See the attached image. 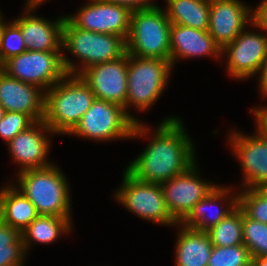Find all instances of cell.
Instances as JSON below:
<instances>
[{"instance_id": "cell-5", "label": "cell", "mask_w": 267, "mask_h": 266, "mask_svg": "<svg viewBox=\"0 0 267 266\" xmlns=\"http://www.w3.org/2000/svg\"><path fill=\"white\" fill-rule=\"evenodd\" d=\"M10 77L21 82L48 90L61 79L76 71V66L62 53L53 51H30L7 60L1 67Z\"/></svg>"}, {"instance_id": "cell-32", "label": "cell", "mask_w": 267, "mask_h": 266, "mask_svg": "<svg viewBox=\"0 0 267 266\" xmlns=\"http://www.w3.org/2000/svg\"><path fill=\"white\" fill-rule=\"evenodd\" d=\"M103 1L110 4L127 7L131 12L141 9H149L156 7L155 5L149 3L150 0H103Z\"/></svg>"}, {"instance_id": "cell-13", "label": "cell", "mask_w": 267, "mask_h": 266, "mask_svg": "<svg viewBox=\"0 0 267 266\" xmlns=\"http://www.w3.org/2000/svg\"><path fill=\"white\" fill-rule=\"evenodd\" d=\"M222 51L229 53L227 64L232 76L239 79L250 77L260 71L267 55V36L242 31Z\"/></svg>"}, {"instance_id": "cell-28", "label": "cell", "mask_w": 267, "mask_h": 266, "mask_svg": "<svg viewBox=\"0 0 267 266\" xmlns=\"http://www.w3.org/2000/svg\"><path fill=\"white\" fill-rule=\"evenodd\" d=\"M251 258L250 252L244 244L213 246L208 266H248Z\"/></svg>"}, {"instance_id": "cell-6", "label": "cell", "mask_w": 267, "mask_h": 266, "mask_svg": "<svg viewBox=\"0 0 267 266\" xmlns=\"http://www.w3.org/2000/svg\"><path fill=\"white\" fill-rule=\"evenodd\" d=\"M146 130L120 105L95 99L70 134L95 140H110L143 135Z\"/></svg>"}, {"instance_id": "cell-39", "label": "cell", "mask_w": 267, "mask_h": 266, "mask_svg": "<svg viewBox=\"0 0 267 266\" xmlns=\"http://www.w3.org/2000/svg\"><path fill=\"white\" fill-rule=\"evenodd\" d=\"M3 222V215H2V200H1V191H0V224Z\"/></svg>"}, {"instance_id": "cell-11", "label": "cell", "mask_w": 267, "mask_h": 266, "mask_svg": "<svg viewBox=\"0 0 267 266\" xmlns=\"http://www.w3.org/2000/svg\"><path fill=\"white\" fill-rule=\"evenodd\" d=\"M131 11L124 6L93 0L82 7L76 16L67 18L78 28L127 39L130 31Z\"/></svg>"}, {"instance_id": "cell-29", "label": "cell", "mask_w": 267, "mask_h": 266, "mask_svg": "<svg viewBox=\"0 0 267 266\" xmlns=\"http://www.w3.org/2000/svg\"><path fill=\"white\" fill-rule=\"evenodd\" d=\"M238 206L252 220L267 224V197L256 188H250L238 196Z\"/></svg>"}, {"instance_id": "cell-22", "label": "cell", "mask_w": 267, "mask_h": 266, "mask_svg": "<svg viewBox=\"0 0 267 266\" xmlns=\"http://www.w3.org/2000/svg\"><path fill=\"white\" fill-rule=\"evenodd\" d=\"M165 12L171 24L184 25L198 30H208L210 0H167Z\"/></svg>"}, {"instance_id": "cell-20", "label": "cell", "mask_w": 267, "mask_h": 266, "mask_svg": "<svg viewBox=\"0 0 267 266\" xmlns=\"http://www.w3.org/2000/svg\"><path fill=\"white\" fill-rule=\"evenodd\" d=\"M176 249L177 266H208L213 244L207 232L182 226Z\"/></svg>"}, {"instance_id": "cell-25", "label": "cell", "mask_w": 267, "mask_h": 266, "mask_svg": "<svg viewBox=\"0 0 267 266\" xmlns=\"http://www.w3.org/2000/svg\"><path fill=\"white\" fill-rule=\"evenodd\" d=\"M213 246H233L243 244L242 209L237 205L231 213L216 226L207 231Z\"/></svg>"}, {"instance_id": "cell-23", "label": "cell", "mask_w": 267, "mask_h": 266, "mask_svg": "<svg viewBox=\"0 0 267 266\" xmlns=\"http://www.w3.org/2000/svg\"><path fill=\"white\" fill-rule=\"evenodd\" d=\"M226 192H228L226 189L216 186L211 193L194 205L193 209L180 223L185 225V227L204 232H207L209 229L216 226L238 205V197L236 196V198L231 200V210L227 209L216 211L214 215H208V219H210V221L207 222L208 219L206 218L205 214L208 205H215V202H218V200L220 201V199L222 200L223 196L227 195Z\"/></svg>"}, {"instance_id": "cell-31", "label": "cell", "mask_w": 267, "mask_h": 266, "mask_svg": "<svg viewBox=\"0 0 267 266\" xmlns=\"http://www.w3.org/2000/svg\"><path fill=\"white\" fill-rule=\"evenodd\" d=\"M35 121L26 114L18 112H5L0 121V136L10 142L18 133L28 129Z\"/></svg>"}, {"instance_id": "cell-27", "label": "cell", "mask_w": 267, "mask_h": 266, "mask_svg": "<svg viewBox=\"0 0 267 266\" xmlns=\"http://www.w3.org/2000/svg\"><path fill=\"white\" fill-rule=\"evenodd\" d=\"M242 234L252 258L267 256V224L248 218L242 211Z\"/></svg>"}, {"instance_id": "cell-40", "label": "cell", "mask_w": 267, "mask_h": 266, "mask_svg": "<svg viewBox=\"0 0 267 266\" xmlns=\"http://www.w3.org/2000/svg\"><path fill=\"white\" fill-rule=\"evenodd\" d=\"M2 17H0V43H1V38H2V32L4 29V23L1 20Z\"/></svg>"}, {"instance_id": "cell-17", "label": "cell", "mask_w": 267, "mask_h": 266, "mask_svg": "<svg viewBox=\"0 0 267 266\" xmlns=\"http://www.w3.org/2000/svg\"><path fill=\"white\" fill-rule=\"evenodd\" d=\"M240 134L231 135V145L245 172V186L256 188L267 181V140L258 133L250 137Z\"/></svg>"}, {"instance_id": "cell-35", "label": "cell", "mask_w": 267, "mask_h": 266, "mask_svg": "<svg viewBox=\"0 0 267 266\" xmlns=\"http://www.w3.org/2000/svg\"><path fill=\"white\" fill-rule=\"evenodd\" d=\"M260 75H261V79H260V87H261V90L262 92L264 93V95L266 96L267 95V55L264 59V62L262 64V67L260 69Z\"/></svg>"}, {"instance_id": "cell-18", "label": "cell", "mask_w": 267, "mask_h": 266, "mask_svg": "<svg viewBox=\"0 0 267 266\" xmlns=\"http://www.w3.org/2000/svg\"><path fill=\"white\" fill-rule=\"evenodd\" d=\"M223 54L221 46L213 39L208 30H198L184 25L171 24L170 28V62L173 66L177 56L184 58Z\"/></svg>"}, {"instance_id": "cell-16", "label": "cell", "mask_w": 267, "mask_h": 266, "mask_svg": "<svg viewBox=\"0 0 267 266\" xmlns=\"http://www.w3.org/2000/svg\"><path fill=\"white\" fill-rule=\"evenodd\" d=\"M41 128L40 130L36 128ZM42 130L52 132L44 120L35 122L28 129L18 133L10 142L12 156L22 165V171L40 169L51 166L45 158L49 149V143Z\"/></svg>"}, {"instance_id": "cell-24", "label": "cell", "mask_w": 267, "mask_h": 266, "mask_svg": "<svg viewBox=\"0 0 267 266\" xmlns=\"http://www.w3.org/2000/svg\"><path fill=\"white\" fill-rule=\"evenodd\" d=\"M69 218L39 215L21 232L25 250L31 243L30 239L40 243H50L56 240L61 232H68L70 229Z\"/></svg>"}, {"instance_id": "cell-34", "label": "cell", "mask_w": 267, "mask_h": 266, "mask_svg": "<svg viewBox=\"0 0 267 266\" xmlns=\"http://www.w3.org/2000/svg\"><path fill=\"white\" fill-rule=\"evenodd\" d=\"M255 116L258 124V134L265 140H267V108L257 109Z\"/></svg>"}, {"instance_id": "cell-2", "label": "cell", "mask_w": 267, "mask_h": 266, "mask_svg": "<svg viewBox=\"0 0 267 266\" xmlns=\"http://www.w3.org/2000/svg\"><path fill=\"white\" fill-rule=\"evenodd\" d=\"M68 76L66 82L61 79L45 93L44 122L52 133L70 134L96 99L80 75Z\"/></svg>"}, {"instance_id": "cell-4", "label": "cell", "mask_w": 267, "mask_h": 266, "mask_svg": "<svg viewBox=\"0 0 267 266\" xmlns=\"http://www.w3.org/2000/svg\"><path fill=\"white\" fill-rule=\"evenodd\" d=\"M21 192L39 215L69 217L70 199L65 176L53 165L20 172Z\"/></svg>"}, {"instance_id": "cell-19", "label": "cell", "mask_w": 267, "mask_h": 266, "mask_svg": "<svg viewBox=\"0 0 267 266\" xmlns=\"http://www.w3.org/2000/svg\"><path fill=\"white\" fill-rule=\"evenodd\" d=\"M64 21L65 17L51 23L39 17L23 15L14 22L20 27L27 50L60 52Z\"/></svg>"}, {"instance_id": "cell-37", "label": "cell", "mask_w": 267, "mask_h": 266, "mask_svg": "<svg viewBox=\"0 0 267 266\" xmlns=\"http://www.w3.org/2000/svg\"><path fill=\"white\" fill-rule=\"evenodd\" d=\"M256 189L265 197H267V181L259 184Z\"/></svg>"}, {"instance_id": "cell-30", "label": "cell", "mask_w": 267, "mask_h": 266, "mask_svg": "<svg viewBox=\"0 0 267 266\" xmlns=\"http://www.w3.org/2000/svg\"><path fill=\"white\" fill-rule=\"evenodd\" d=\"M26 50L20 27L15 22H11L9 25L4 23L0 43V67L10 58L18 56Z\"/></svg>"}, {"instance_id": "cell-14", "label": "cell", "mask_w": 267, "mask_h": 266, "mask_svg": "<svg viewBox=\"0 0 267 266\" xmlns=\"http://www.w3.org/2000/svg\"><path fill=\"white\" fill-rule=\"evenodd\" d=\"M40 88L10 77L0 68V105L8 112L29 115L35 122L44 120L45 94Z\"/></svg>"}, {"instance_id": "cell-7", "label": "cell", "mask_w": 267, "mask_h": 266, "mask_svg": "<svg viewBox=\"0 0 267 266\" xmlns=\"http://www.w3.org/2000/svg\"><path fill=\"white\" fill-rule=\"evenodd\" d=\"M63 46L83 60V68L77 75L90 66L117 60L127 53L123 37L80 29L67 17L62 27Z\"/></svg>"}, {"instance_id": "cell-15", "label": "cell", "mask_w": 267, "mask_h": 266, "mask_svg": "<svg viewBox=\"0 0 267 266\" xmlns=\"http://www.w3.org/2000/svg\"><path fill=\"white\" fill-rule=\"evenodd\" d=\"M209 8L208 32L221 48L234 41L252 20V12L238 0H210Z\"/></svg>"}, {"instance_id": "cell-26", "label": "cell", "mask_w": 267, "mask_h": 266, "mask_svg": "<svg viewBox=\"0 0 267 266\" xmlns=\"http://www.w3.org/2000/svg\"><path fill=\"white\" fill-rule=\"evenodd\" d=\"M24 253L21 232L2 222L0 224V266H22Z\"/></svg>"}, {"instance_id": "cell-12", "label": "cell", "mask_w": 267, "mask_h": 266, "mask_svg": "<svg viewBox=\"0 0 267 266\" xmlns=\"http://www.w3.org/2000/svg\"><path fill=\"white\" fill-rule=\"evenodd\" d=\"M195 163L185 172L160 184L170 214L181 222L194 205L216 187L203 182L196 175Z\"/></svg>"}, {"instance_id": "cell-8", "label": "cell", "mask_w": 267, "mask_h": 266, "mask_svg": "<svg viewBox=\"0 0 267 266\" xmlns=\"http://www.w3.org/2000/svg\"><path fill=\"white\" fill-rule=\"evenodd\" d=\"M171 62L157 58H141L128 54L127 100L139 110L151 106L167 85Z\"/></svg>"}, {"instance_id": "cell-21", "label": "cell", "mask_w": 267, "mask_h": 266, "mask_svg": "<svg viewBox=\"0 0 267 266\" xmlns=\"http://www.w3.org/2000/svg\"><path fill=\"white\" fill-rule=\"evenodd\" d=\"M3 223L22 232L39 213L33 203L16 188L6 187L1 190Z\"/></svg>"}, {"instance_id": "cell-41", "label": "cell", "mask_w": 267, "mask_h": 266, "mask_svg": "<svg viewBox=\"0 0 267 266\" xmlns=\"http://www.w3.org/2000/svg\"><path fill=\"white\" fill-rule=\"evenodd\" d=\"M6 110L0 105V121L4 118Z\"/></svg>"}, {"instance_id": "cell-33", "label": "cell", "mask_w": 267, "mask_h": 266, "mask_svg": "<svg viewBox=\"0 0 267 266\" xmlns=\"http://www.w3.org/2000/svg\"><path fill=\"white\" fill-rule=\"evenodd\" d=\"M251 16L254 26L267 31V0H264Z\"/></svg>"}, {"instance_id": "cell-3", "label": "cell", "mask_w": 267, "mask_h": 266, "mask_svg": "<svg viewBox=\"0 0 267 266\" xmlns=\"http://www.w3.org/2000/svg\"><path fill=\"white\" fill-rule=\"evenodd\" d=\"M170 28L166 13L158 6L132 11L127 54L170 61Z\"/></svg>"}, {"instance_id": "cell-9", "label": "cell", "mask_w": 267, "mask_h": 266, "mask_svg": "<svg viewBox=\"0 0 267 266\" xmlns=\"http://www.w3.org/2000/svg\"><path fill=\"white\" fill-rule=\"evenodd\" d=\"M122 188L116 194L122 205L142 218L162 224H180L171 214L160 184L144 182L124 173Z\"/></svg>"}, {"instance_id": "cell-1", "label": "cell", "mask_w": 267, "mask_h": 266, "mask_svg": "<svg viewBox=\"0 0 267 266\" xmlns=\"http://www.w3.org/2000/svg\"><path fill=\"white\" fill-rule=\"evenodd\" d=\"M183 127L176 118L163 121L153 141L126 171L140 181L162 184L189 169L195 158Z\"/></svg>"}, {"instance_id": "cell-36", "label": "cell", "mask_w": 267, "mask_h": 266, "mask_svg": "<svg viewBox=\"0 0 267 266\" xmlns=\"http://www.w3.org/2000/svg\"><path fill=\"white\" fill-rule=\"evenodd\" d=\"M251 266H267V256H258L251 258Z\"/></svg>"}, {"instance_id": "cell-38", "label": "cell", "mask_w": 267, "mask_h": 266, "mask_svg": "<svg viewBox=\"0 0 267 266\" xmlns=\"http://www.w3.org/2000/svg\"><path fill=\"white\" fill-rule=\"evenodd\" d=\"M42 1L44 0H29L28 1V7H27V10L31 11L34 7H36L37 5L43 3ZM46 1V0H45Z\"/></svg>"}, {"instance_id": "cell-10", "label": "cell", "mask_w": 267, "mask_h": 266, "mask_svg": "<svg viewBox=\"0 0 267 266\" xmlns=\"http://www.w3.org/2000/svg\"><path fill=\"white\" fill-rule=\"evenodd\" d=\"M128 54L117 60L85 69L80 77L92 89L96 99L120 105L126 111Z\"/></svg>"}]
</instances>
